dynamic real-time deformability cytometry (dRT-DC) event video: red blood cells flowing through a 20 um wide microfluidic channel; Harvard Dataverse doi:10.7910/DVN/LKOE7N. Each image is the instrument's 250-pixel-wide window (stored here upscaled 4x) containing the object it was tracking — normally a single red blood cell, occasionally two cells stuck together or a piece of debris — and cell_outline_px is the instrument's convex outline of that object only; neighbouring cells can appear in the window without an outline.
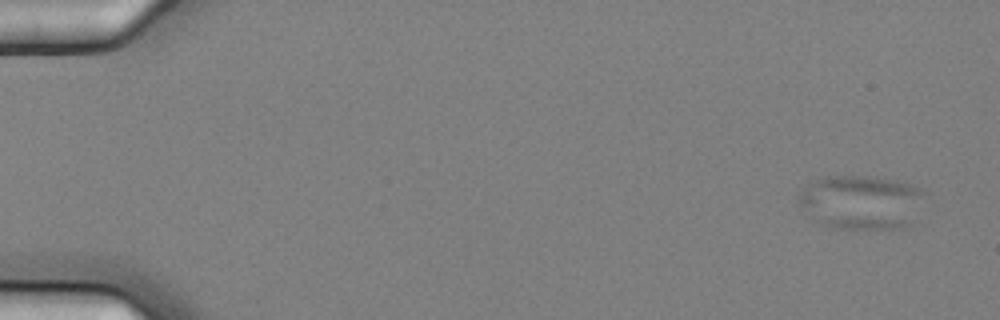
{"species": "common noctule bat (a hibernating species)", "species_latin": "Nyctalus noctula", "temperature_condition": "cold", "stored_images_in_passage": 8, "camera_frame_rate_fps": 3000, "um_per_image_px": 0.085, "animal": {"sex": "female", "body_mass_g": 25.1}, "frame": {"image": 1, "passage_image": 8, "time_ms": 2.333, "image_size_px": [1000, 320], "cell_outline_px": [[924, 192], [912, 224], [900, 228], [832, 228], [820, 224], [812, 220], [796, 200], [796, 196], [808, 184], [824, 176], [864, 176], [896, 180], [924, 188]], "centroid_in_image_um": [73.16, 17.18], "position_along_channel_um": 11.8, "area_um2": 39.82}}